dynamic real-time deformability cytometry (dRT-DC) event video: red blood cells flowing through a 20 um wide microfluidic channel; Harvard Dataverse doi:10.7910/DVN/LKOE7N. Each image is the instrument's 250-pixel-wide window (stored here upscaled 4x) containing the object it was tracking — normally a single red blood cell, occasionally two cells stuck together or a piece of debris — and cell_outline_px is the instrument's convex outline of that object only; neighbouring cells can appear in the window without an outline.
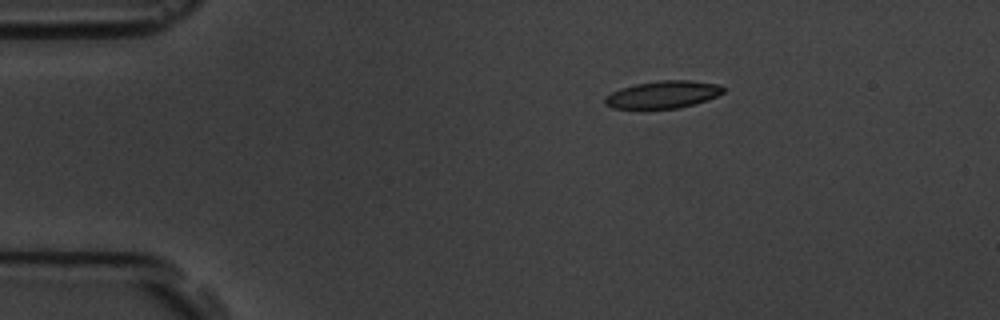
{"species": "common noctule bat (a hibernating species)", "species_latin": "Nyctalus noctula", "temperature_condition": "room temperature", "stored_images_in_passage": 3, "camera_frame_rate_fps": 3000, "um_per_image_px": 0.085, "animal": {"sex": "male", "body_mass_g": 19.5, "forearm_length_mm": 54.6}, "frame": {"image": 1, "passage_image": 1, "time_ms": 0.0, "image_size_px": [1000, 320], "cell_outline_px": [[724, 92], [716, 96], [680, 108], [612, 108], [604, 104], [604, 100], [612, 92], [620, 88], [636, 84], [660, 80], [688, 80], [720, 84], [724, 88]], "centroid_in_image_um": [56.35, 8.02], "position_along_channel_um": 28.7, "area_um2": 18.61}}